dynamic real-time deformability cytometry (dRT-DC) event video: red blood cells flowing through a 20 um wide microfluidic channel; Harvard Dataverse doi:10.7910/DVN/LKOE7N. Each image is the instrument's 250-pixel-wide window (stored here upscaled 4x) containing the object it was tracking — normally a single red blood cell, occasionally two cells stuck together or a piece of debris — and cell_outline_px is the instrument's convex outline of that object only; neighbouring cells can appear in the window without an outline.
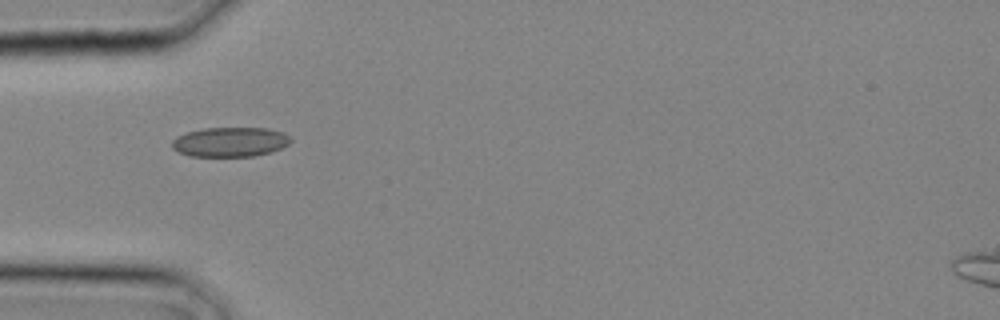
{"species": "common noctule bat (a hibernating species)", "species_latin": "Nyctalus noctula", "temperature_condition": "cold", "stored_images_in_passage": 13, "camera_frame_rate_fps": 3000, "um_per_image_px": 0.085, "animal": {"sex": "male", "body_mass_g": 20.4}, "frame": {"image": 1, "passage_image": 8, "time_ms": 2.333, "image_size_px": [1000, 320], "cell_outline_px": [[292, 140], [288, 144], [272, 152], [256, 156], [188, 156], [172, 148], [172, 140], [176, 136], [188, 132], [204, 128], [268, 128], [284, 132]], "centroid_in_image_um": [19.57, 12.06], "position_along_channel_um": 65.4, "area_um2": 20.52}}
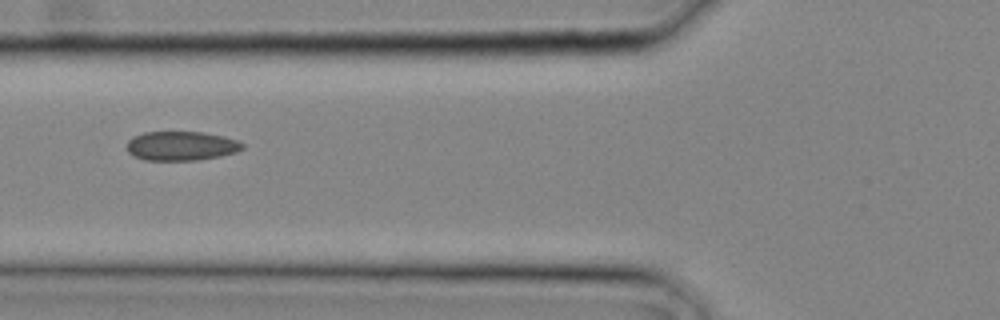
{"frame": {"image": 2, "passage_image": 10, "time_ms": 3.0, "image_size_px": [1000, 320], "cell_outline_px": [[244, 148], [236, 152], [220, 156], [196, 160], [144, 160], [128, 152], [128, 140], [132, 136], [144, 132], [200, 132], [224, 136], [236, 140], [244, 144]], "centroid_in_image_um": [15.41, 12.4], "position_along_channel_um": 110.4, "area_um2": 19.59}}
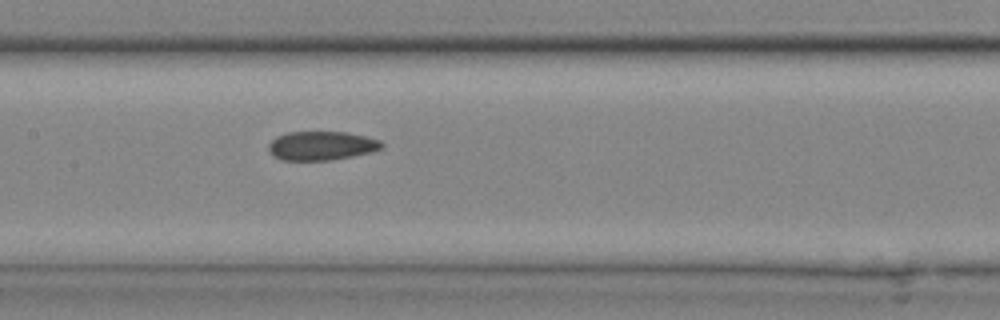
{"frame": {"image": 3, "passage_image": 13, "time_ms": 4.0, "image_size_px": [1000, 320], "cell_outline_px": [[384, 148], [372, 152], [332, 160], [280, 160], [272, 156], [268, 148], [268, 144], [276, 136], [288, 132], [344, 132], [364, 136], [380, 140], [384, 144]], "centroid_in_image_um": [27.32, 12.39], "position_along_channel_um": 180.1, "area_um2": 19.19}}